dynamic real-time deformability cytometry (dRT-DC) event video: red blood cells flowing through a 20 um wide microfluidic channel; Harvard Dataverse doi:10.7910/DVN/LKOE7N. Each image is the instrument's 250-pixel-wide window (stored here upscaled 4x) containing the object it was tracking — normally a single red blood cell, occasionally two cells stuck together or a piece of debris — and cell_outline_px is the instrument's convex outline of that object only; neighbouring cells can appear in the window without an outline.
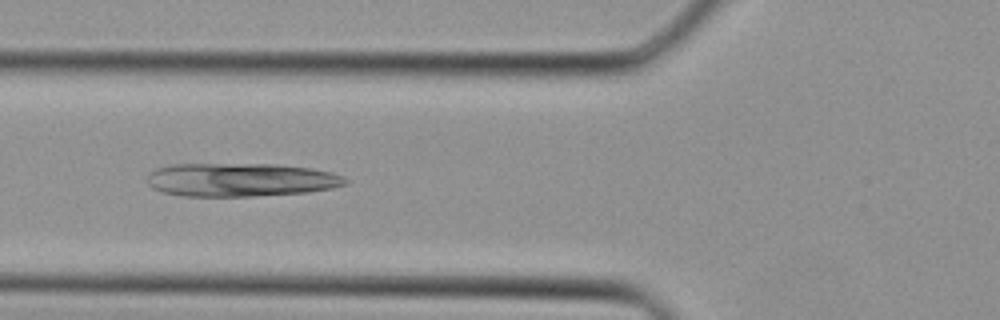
{"species": "Egyptian fruit bat (a non-hibernating species)", "species_latin": "Rousettus aegyptiacus", "temperature_condition": "cold", "stored_images_in_passage": 32, "camera_frame_rate_fps": 3000, "um_per_image_px": 0.085, "animal": {"sex": "female"}, "frame": {"image": 1, "passage_image": 13, "time_ms": 4.0, "image_size_px": [1000, 320], "cell_outline_px": [[348, 184], [332, 188], [308, 192], [252, 196], [180, 196], [164, 192], [152, 188], [148, 184], [148, 176], [156, 168], [172, 164], [276, 164], [312, 168], [332, 172], [344, 176], [348, 180]], "centroid_in_image_um": [20.49, 15.28], "position_along_channel_um": 105.3, "area_um2": 38.84}}
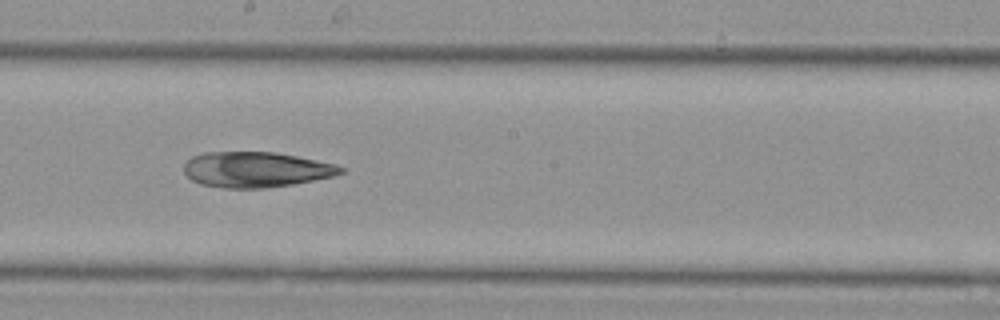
{"frame": {"image": 2, "passage_image": 20, "time_ms": 6.333, "image_size_px": [1000, 320], "cell_outline_px": [[344, 172], [336, 176], [292, 184], [264, 188], [224, 188], [200, 184], [192, 180], [184, 172], [184, 164], [192, 156], [204, 152], [276, 152], [336, 164], [344, 168]], "centroid_in_image_um": [21.76, 14.41], "position_along_channel_um": 226.4, "area_um2": 32.43}}
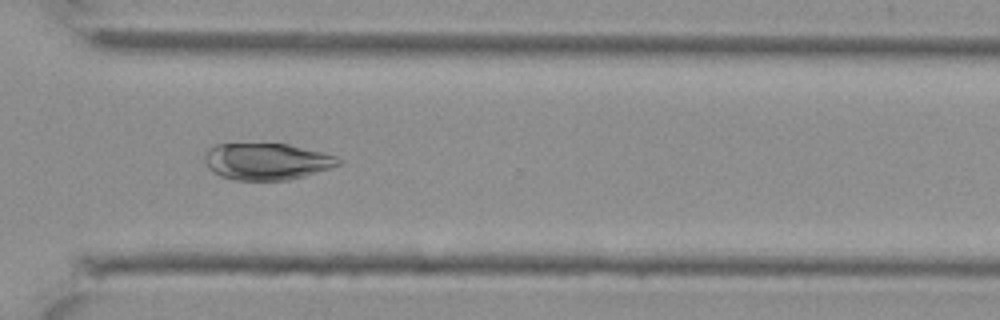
{"frame": {"image": 3, "passage_image": 27, "time_ms": 8.667, "image_size_px": [1000, 320], "cell_outline_px": [[344, 160], [340, 164], [304, 176], [288, 180], [232, 180], [220, 176], [212, 172], [208, 168], [204, 160], [204, 152], [212, 144], [288, 144], [324, 152], [336, 156]], "centroid_in_image_um": [22.63, 13.72], "position_along_channel_um": 348.0, "area_um2": 28.84}}